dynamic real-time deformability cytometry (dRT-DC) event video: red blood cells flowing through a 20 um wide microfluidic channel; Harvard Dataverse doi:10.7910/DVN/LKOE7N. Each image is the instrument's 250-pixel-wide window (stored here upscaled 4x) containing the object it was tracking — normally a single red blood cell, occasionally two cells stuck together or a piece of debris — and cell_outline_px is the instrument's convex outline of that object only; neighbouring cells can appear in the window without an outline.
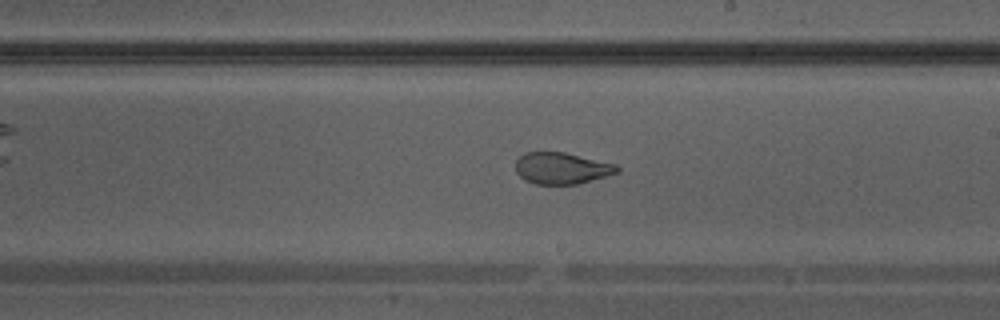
{"species": "Egyptian fruit bat (a non-hibernating species)", "species_latin": "Rousettus aegyptiacus", "temperature_condition": "warm", "stored_images_in_passage": 29, "camera_frame_rate_fps": 3000, "um_per_image_px": 0.085, "animal": {"sex": "male"}, "frame": {"image": 1, "passage_image": 13, "time_ms": 4.0, "image_size_px": [1000, 320], "cell_outline_px": [[620, 172], [576, 184], [536, 184], [524, 180], [516, 172], [516, 160], [524, 152], [564, 152], [616, 164], [620, 168]], "centroid_in_image_um": [47.73, 14.29], "position_along_channel_um": 241.3, "area_um2": 18.61}}